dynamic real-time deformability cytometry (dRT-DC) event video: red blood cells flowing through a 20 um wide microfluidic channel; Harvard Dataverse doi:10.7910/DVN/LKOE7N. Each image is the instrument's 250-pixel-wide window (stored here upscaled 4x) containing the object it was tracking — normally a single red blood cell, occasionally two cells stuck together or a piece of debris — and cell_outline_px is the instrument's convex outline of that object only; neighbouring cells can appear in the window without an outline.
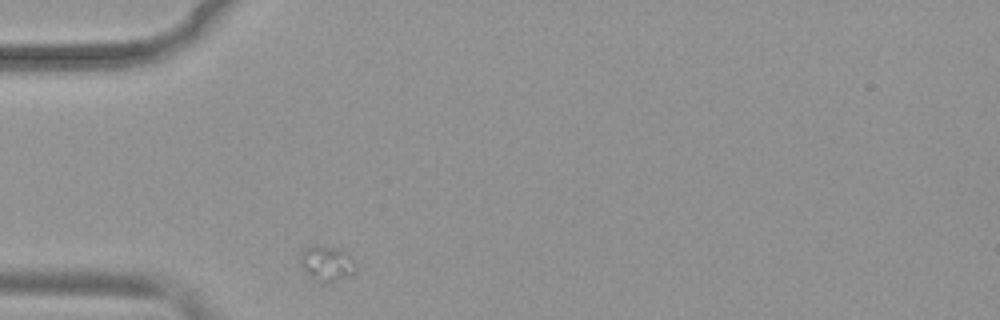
{"species": "common noctule bat (a hibernating species)", "species_latin": "Nyctalus noctula", "temperature_condition": "warm", "stored_images_in_passage": 10, "camera_frame_rate_fps": 3000, "um_per_image_px": 0.085, "animal": {"sex": "female", "body_mass_g": 19.9}, "frame": {"image": 1, "passage_image": 1, "time_ms": 0.0, "image_size_px": [1000, 320], "cell_outline_px": [[356, 268], [352, 276], [332, 280], [320, 280], [312, 276], [304, 268], [300, 260], [300, 256], [304, 248], [332, 248], [348, 252]], "centroid_in_image_um": [27.84, 22.39], "position_along_channel_um": 57.2, "area_um2": 10.35}}